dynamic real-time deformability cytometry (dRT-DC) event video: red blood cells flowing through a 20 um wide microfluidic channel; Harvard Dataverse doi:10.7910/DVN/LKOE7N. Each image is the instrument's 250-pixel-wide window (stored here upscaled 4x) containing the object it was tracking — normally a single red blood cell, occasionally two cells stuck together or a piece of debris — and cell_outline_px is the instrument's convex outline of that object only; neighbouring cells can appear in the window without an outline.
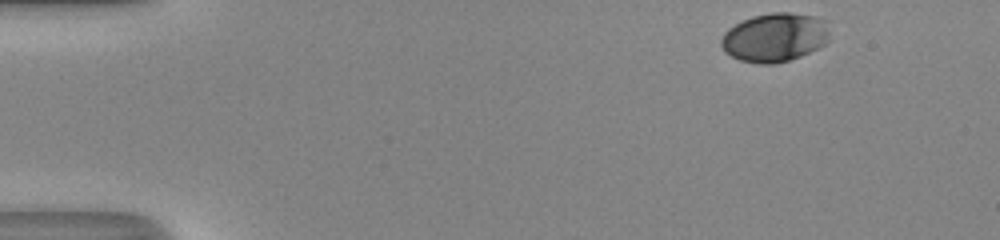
{"species": "human", "species_latin": "Homo sapiens", "temperature_condition": "room temperature", "stored_images_in_passage": 39, "camera_frame_rate_fps": 3000, "um_per_image_px": 0.085, "donor": {"sex": "male"}, "frame": {"image": 1, "passage_image": 1, "time_ms": 0.0, "image_size_px": [1000, 240], "cell_outline_px": [[828, 40], [824, 44], [800, 56], [788, 60], [772, 64], [756, 64], [740, 60], [724, 52], [720, 44], [720, 40], [724, 32], [728, 28], [752, 16], [772, 12], [788, 12], [816, 16], [824, 20], [828, 32]], "centroid_in_image_um": [65.81, 3.18], "position_along_channel_um": 19.2, "area_um2": 30.75}}
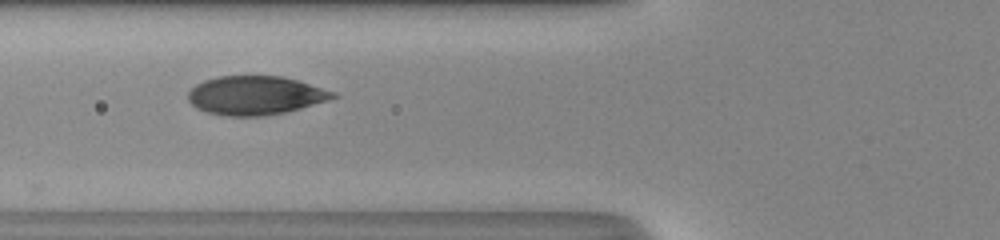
{"frame": {"image": 2, "passage_image": 16, "time_ms": 5.0, "image_size_px": [1000, 240], "cell_outline_px": [[340, 96], [328, 100], [300, 108], [284, 112], [264, 116], [228, 116], [208, 112], [196, 108], [188, 100], [188, 92], [196, 84], [204, 80], [220, 76], [280, 76], [296, 80], [336, 92]], "centroid_in_image_um": [21.7, 8.11], "position_along_channel_um": 104.1, "area_um2": 32.54}}
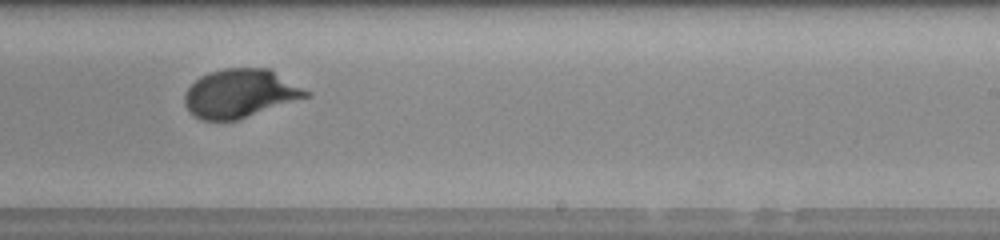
{"frame": {"image": 3, "passage_image": 28, "time_ms": 9.0, "image_size_px": [1000, 240], "cell_outline_px": [[312, 96], [236, 120], [200, 120], [188, 112], [184, 104], [184, 92], [200, 76], [208, 72], [224, 68], [268, 68], [312, 92]], "centroid_in_image_um": [20.41, 7.94], "position_along_channel_um": 268.6, "area_um2": 34.56}, "authors_computed_cell_mechanics": {"area_um2": 33.4084, "velocity_mm_per_s": 4.1226, "shape_relaxation_time_tau1_ms": 3.3792, "shape_relaxation_time_tau2_ms": null, "deformation_change_tau1": 0.1671, "deformation_change_tau2": null}}